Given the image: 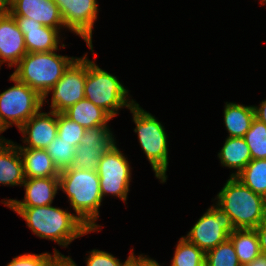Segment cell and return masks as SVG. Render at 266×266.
Segmentation results:
<instances>
[{"label":"cell","instance_id":"83f0119b","mask_svg":"<svg viewBox=\"0 0 266 266\" xmlns=\"http://www.w3.org/2000/svg\"><path fill=\"white\" fill-rule=\"evenodd\" d=\"M206 266H241L230 239L205 253Z\"/></svg>","mask_w":266,"mask_h":266},{"label":"cell","instance_id":"52a82bcc","mask_svg":"<svg viewBox=\"0 0 266 266\" xmlns=\"http://www.w3.org/2000/svg\"><path fill=\"white\" fill-rule=\"evenodd\" d=\"M9 80L15 85L0 93V122L7 130L16 125L19 129L43 108V97L12 75Z\"/></svg>","mask_w":266,"mask_h":266},{"label":"cell","instance_id":"9c48e42d","mask_svg":"<svg viewBox=\"0 0 266 266\" xmlns=\"http://www.w3.org/2000/svg\"><path fill=\"white\" fill-rule=\"evenodd\" d=\"M87 73V53L77 57L65 70L63 76L43 96V106L52 92L50 110L63 113L70 106L85 99L84 87Z\"/></svg>","mask_w":266,"mask_h":266},{"label":"cell","instance_id":"9a60e30c","mask_svg":"<svg viewBox=\"0 0 266 266\" xmlns=\"http://www.w3.org/2000/svg\"><path fill=\"white\" fill-rule=\"evenodd\" d=\"M23 200L3 199L0 202L7 207H39L53 203L59 191L58 177L25 178Z\"/></svg>","mask_w":266,"mask_h":266},{"label":"cell","instance_id":"603a6c76","mask_svg":"<svg viewBox=\"0 0 266 266\" xmlns=\"http://www.w3.org/2000/svg\"><path fill=\"white\" fill-rule=\"evenodd\" d=\"M229 239L235 247L237 258L241 266H244L260 254L259 239L255 229H235Z\"/></svg>","mask_w":266,"mask_h":266},{"label":"cell","instance_id":"5bb4252c","mask_svg":"<svg viewBox=\"0 0 266 266\" xmlns=\"http://www.w3.org/2000/svg\"><path fill=\"white\" fill-rule=\"evenodd\" d=\"M18 27L24 35L26 50L28 53L59 51L65 44L61 43L60 31L58 29L45 26L33 18L25 16H13Z\"/></svg>","mask_w":266,"mask_h":266},{"label":"cell","instance_id":"7402d4cb","mask_svg":"<svg viewBox=\"0 0 266 266\" xmlns=\"http://www.w3.org/2000/svg\"><path fill=\"white\" fill-rule=\"evenodd\" d=\"M63 113L85 129L108 125L113 119L105 110L87 99L78 101Z\"/></svg>","mask_w":266,"mask_h":266},{"label":"cell","instance_id":"ffe728a7","mask_svg":"<svg viewBox=\"0 0 266 266\" xmlns=\"http://www.w3.org/2000/svg\"><path fill=\"white\" fill-rule=\"evenodd\" d=\"M217 156L222 167L236 169L230 177H236L252 160L249 146L243 137H227Z\"/></svg>","mask_w":266,"mask_h":266},{"label":"cell","instance_id":"d590c367","mask_svg":"<svg viewBox=\"0 0 266 266\" xmlns=\"http://www.w3.org/2000/svg\"><path fill=\"white\" fill-rule=\"evenodd\" d=\"M11 0H0V16L10 14Z\"/></svg>","mask_w":266,"mask_h":266},{"label":"cell","instance_id":"d6986e66","mask_svg":"<svg viewBox=\"0 0 266 266\" xmlns=\"http://www.w3.org/2000/svg\"><path fill=\"white\" fill-rule=\"evenodd\" d=\"M25 178L59 177L60 171L45 149L19 148Z\"/></svg>","mask_w":266,"mask_h":266},{"label":"cell","instance_id":"d4e9b609","mask_svg":"<svg viewBox=\"0 0 266 266\" xmlns=\"http://www.w3.org/2000/svg\"><path fill=\"white\" fill-rule=\"evenodd\" d=\"M204 264L205 253L182 236L176 244L170 266H203Z\"/></svg>","mask_w":266,"mask_h":266},{"label":"cell","instance_id":"d6a6232c","mask_svg":"<svg viewBox=\"0 0 266 266\" xmlns=\"http://www.w3.org/2000/svg\"><path fill=\"white\" fill-rule=\"evenodd\" d=\"M255 118L266 125V99L260 102L259 106L253 105Z\"/></svg>","mask_w":266,"mask_h":266},{"label":"cell","instance_id":"30bf717a","mask_svg":"<svg viewBox=\"0 0 266 266\" xmlns=\"http://www.w3.org/2000/svg\"><path fill=\"white\" fill-rule=\"evenodd\" d=\"M234 230L230 216L213 204L183 237L206 253L229 239Z\"/></svg>","mask_w":266,"mask_h":266},{"label":"cell","instance_id":"4dcf8cb0","mask_svg":"<svg viewBox=\"0 0 266 266\" xmlns=\"http://www.w3.org/2000/svg\"><path fill=\"white\" fill-rule=\"evenodd\" d=\"M58 255L59 250L54 249L53 254L49 252L41 254L25 253L15 256L6 266H52Z\"/></svg>","mask_w":266,"mask_h":266},{"label":"cell","instance_id":"f1b7e54d","mask_svg":"<svg viewBox=\"0 0 266 266\" xmlns=\"http://www.w3.org/2000/svg\"><path fill=\"white\" fill-rule=\"evenodd\" d=\"M133 251L134 248L131 249L129 256L123 262L109 252L93 249L89 251V255L85 259L86 266H133L137 259L142 255L140 254L136 256Z\"/></svg>","mask_w":266,"mask_h":266},{"label":"cell","instance_id":"3957f363","mask_svg":"<svg viewBox=\"0 0 266 266\" xmlns=\"http://www.w3.org/2000/svg\"><path fill=\"white\" fill-rule=\"evenodd\" d=\"M213 199L231 218L235 229H255L266 216V198L237 177H230Z\"/></svg>","mask_w":266,"mask_h":266},{"label":"cell","instance_id":"ac0fdd59","mask_svg":"<svg viewBox=\"0 0 266 266\" xmlns=\"http://www.w3.org/2000/svg\"><path fill=\"white\" fill-rule=\"evenodd\" d=\"M25 181L23 161L16 142H0V185L22 186Z\"/></svg>","mask_w":266,"mask_h":266},{"label":"cell","instance_id":"484cf974","mask_svg":"<svg viewBox=\"0 0 266 266\" xmlns=\"http://www.w3.org/2000/svg\"><path fill=\"white\" fill-rule=\"evenodd\" d=\"M59 171L73 166L76 147L56 136L49 146L45 148Z\"/></svg>","mask_w":266,"mask_h":266},{"label":"cell","instance_id":"f35d334b","mask_svg":"<svg viewBox=\"0 0 266 266\" xmlns=\"http://www.w3.org/2000/svg\"><path fill=\"white\" fill-rule=\"evenodd\" d=\"M260 5H264V4H266V0H260Z\"/></svg>","mask_w":266,"mask_h":266},{"label":"cell","instance_id":"4fadbf2b","mask_svg":"<svg viewBox=\"0 0 266 266\" xmlns=\"http://www.w3.org/2000/svg\"><path fill=\"white\" fill-rule=\"evenodd\" d=\"M41 110L18 129L22 134V142L25 144L23 146L17 144L18 148L45 149L56 138L57 113L52 110L47 113Z\"/></svg>","mask_w":266,"mask_h":266},{"label":"cell","instance_id":"7c38bea8","mask_svg":"<svg viewBox=\"0 0 266 266\" xmlns=\"http://www.w3.org/2000/svg\"><path fill=\"white\" fill-rule=\"evenodd\" d=\"M114 137L109 125L86 129L79 145L76 147L72 167L96 170L100 158L116 143Z\"/></svg>","mask_w":266,"mask_h":266},{"label":"cell","instance_id":"cb8c5ba5","mask_svg":"<svg viewBox=\"0 0 266 266\" xmlns=\"http://www.w3.org/2000/svg\"><path fill=\"white\" fill-rule=\"evenodd\" d=\"M236 177L254 193L266 198V159H252Z\"/></svg>","mask_w":266,"mask_h":266},{"label":"cell","instance_id":"74e56055","mask_svg":"<svg viewBox=\"0 0 266 266\" xmlns=\"http://www.w3.org/2000/svg\"><path fill=\"white\" fill-rule=\"evenodd\" d=\"M6 129L3 127V125L1 124L0 122V134H2L3 132H5ZM7 141H10L8 139H5V137L3 136H0V142H7Z\"/></svg>","mask_w":266,"mask_h":266},{"label":"cell","instance_id":"6da1fadb","mask_svg":"<svg viewBox=\"0 0 266 266\" xmlns=\"http://www.w3.org/2000/svg\"><path fill=\"white\" fill-rule=\"evenodd\" d=\"M25 221L36 236L54 241L60 247H67L75 239L96 232L90 230L75 214L60 207L47 205L39 207H8Z\"/></svg>","mask_w":266,"mask_h":266},{"label":"cell","instance_id":"8992f818","mask_svg":"<svg viewBox=\"0 0 266 266\" xmlns=\"http://www.w3.org/2000/svg\"><path fill=\"white\" fill-rule=\"evenodd\" d=\"M84 93L85 99L105 110L112 118L121 108L130 109L136 103L116 76L101 69L88 57Z\"/></svg>","mask_w":266,"mask_h":266},{"label":"cell","instance_id":"277c9868","mask_svg":"<svg viewBox=\"0 0 266 266\" xmlns=\"http://www.w3.org/2000/svg\"><path fill=\"white\" fill-rule=\"evenodd\" d=\"M129 110L132 113V121L136 125L134 132L138 136L139 145L150 162L155 177L163 184L167 180L169 164V145L165 128L162 122L138 103H135Z\"/></svg>","mask_w":266,"mask_h":266},{"label":"cell","instance_id":"7a4b0ae2","mask_svg":"<svg viewBox=\"0 0 266 266\" xmlns=\"http://www.w3.org/2000/svg\"><path fill=\"white\" fill-rule=\"evenodd\" d=\"M59 190L66 193L74 214L90 230L101 231L97 224L99 208L104 200L101 196L100 180L96 170L70 167L60 171Z\"/></svg>","mask_w":266,"mask_h":266},{"label":"cell","instance_id":"e0dca14e","mask_svg":"<svg viewBox=\"0 0 266 266\" xmlns=\"http://www.w3.org/2000/svg\"><path fill=\"white\" fill-rule=\"evenodd\" d=\"M12 16H25L35 21L58 29H64V22L59 7L54 0H11Z\"/></svg>","mask_w":266,"mask_h":266},{"label":"cell","instance_id":"836d02e7","mask_svg":"<svg viewBox=\"0 0 266 266\" xmlns=\"http://www.w3.org/2000/svg\"><path fill=\"white\" fill-rule=\"evenodd\" d=\"M70 256H65L63 254L58 255L54 260L52 266H77V264L71 259Z\"/></svg>","mask_w":266,"mask_h":266},{"label":"cell","instance_id":"ba28073f","mask_svg":"<svg viewBox=\"0 0 266 266\" xmlns=\"http://www.w3.org/2000/svg\"><path fill=\"white\" fill-rule=\"evenodd\" d=\"M113 144L100 158L96 169L100 180L101 196H116L125 202L130 191L132 168L124 153Z\"/></svg>","mask_w":266,"mask_h":266},{"label":"cell","instance_id":"8d00e7d4","mask_svg":"<svg viewBox=\"0 0 266 266\" xmlns=\"http://www.w3.org/2000/svg\"><path fill=\"white\" fill-rule=\"evenodd\" d=\"M244 266H266V255L260 254L256 259Z\"/></svg>","mask_w":266,"mask_h":266},{"label":"cell","instance_id":"2e32d148","mask_svg":"<svg viewBox=\"0 0 266 266\" xmlns=\"http://www.w3.org/2000/svg\"><path fill=\"white\" fill-rule=\"evenodd\" d=\"M24 35L11 14L0 16V67H15L27 54Z\"/></svg>","mask_w":266,"mask_h":266},{"label":"cell","instance_id":"4316f807","mask_svg":"<svg viewBox=\"0 0 266 266\" xmlns=\"http://www.w3.org/2000/svg\"><path fill=\"white\" fill-rule=\"evenodd\" d=\"M243 138L249 146L252 159H266V125L264 123L254 118Z\"/></svg>","mask_w":266,"mask_h":266},{"label":"cell","instance_id":"44dd1931","mask_svg":"<svg viewBox=\"0 0 266 266\" xmlns=\"http://www.w3.org/2000/svg\"><path fill=\"white\" fill-rule=\"evenodd\" d=\"M223 114L227 137H244L255 118L253 105L245 106L236 102H226Z\"/></svg>","mask_w":266,"mask_h":266},{"label":"cell","instance_id":"1f68e13d","mask_svg":"<svg viewBox=\"0 0 266 266\" xmlns=\"http://www.w3.org/2000/svg\"><path fill=\"white\" fill-rule=\"evenodd\" d=\"M259 239V245L261 254L266 255V216L262 220V222L255 228Z\"/></svg>","mask_w":266,"mask_h":266},{"label":"cell","instance_id":"e575fe53","mask_svg":"<svg viewBox=\"0 0 266 266\" xmlns=\"http://www.w3.org/2000/svg\"><path fill=\"white\" fill-rule=\"evenodd\" d=\"M137 266H162L156 260L149 258L148 255H141L137 259Z\"/></svg>","mask_w":266,"mask_h":266},{"label":"cell","instance_id":"f546056e","mask_svg":"<svg viewBox=\"0 0 266 266\" xmlns=\"http://www.w3.org/2000/svg\"><path fill=\"white\" fill-rule=\"evenodd\" d=\"M57 125V137L68 143H73V146L77 147L86 129L64 113H57Z\"/></svg>","mask_w":266,"mask_h":266},{"label":"cell","instance_id":"5b68a950","mask_svg":"<svg viewBox=\"0 0 266 266\" xmlns=\"http://www.w3.org/2000/svg\"><path fill=\"white\" fill-rule=\"evenodd\" d=\"M76 58L59 55L57 50L27 53L15 66V71L11 75L43 97Z\"/></svg>","mask_w":266,"mask_h":266},{"label":"cell","instance_id":"8fae6325","mask_svg":"<svg viewBox=\"0 0 266 266\" xmlns=\"http://www.w3.org/2000/svg\"><path fill=\"white\" fill-rule=\"evenodd\" d=\"M59 7L64 27L82 38L93 52L92 34L94 23L97 20V0H54Z\"/></svg>","mask_w":266,"mask_h":266}]
</instances>
